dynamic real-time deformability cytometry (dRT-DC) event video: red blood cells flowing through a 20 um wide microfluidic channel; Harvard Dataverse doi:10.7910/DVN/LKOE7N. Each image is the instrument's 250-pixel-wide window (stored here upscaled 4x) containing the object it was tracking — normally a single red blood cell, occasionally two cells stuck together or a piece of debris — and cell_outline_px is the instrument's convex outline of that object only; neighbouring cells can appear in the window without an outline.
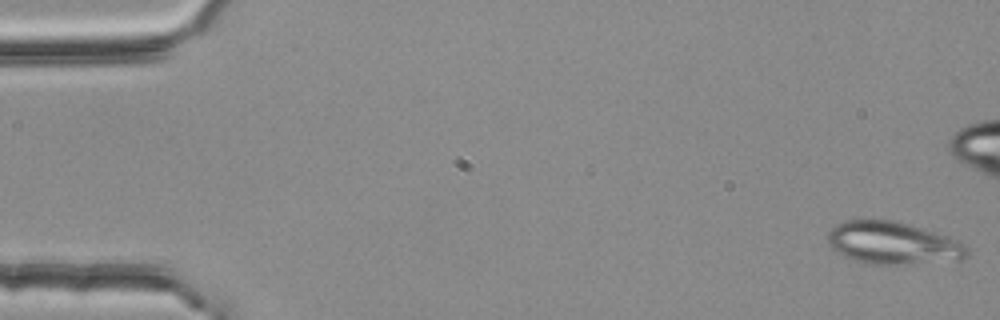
{"species": "common noctule bat (a hibernating species)", "species_latin": "Nyctalus noctula", "temperature_condition": "room temperature", "stored_images_in_passage": 54, "camera_frame_rate_fps": 3000, "um_per_image_px": 0.085, "animal": {"sex": "female", "body_mass_g": 25.1}, "frame": {"image": 1, "passage_image": 1, "time_ms": 0.0, "image_size_px": [1000, 320], "cell_outline_px": [[968, 256], [960, 260], [900, 264], [868, 264], [852, 260], [836, 252], [828, 244], [828, 232], [836, 224], [844, 220], [896, 220], [944, 236], [964, 244], [968, 248]], "centroid_in_image_um": [75.84, 20.67], "position_along_channel_um": 9.2, "area_um2": 34.22}}
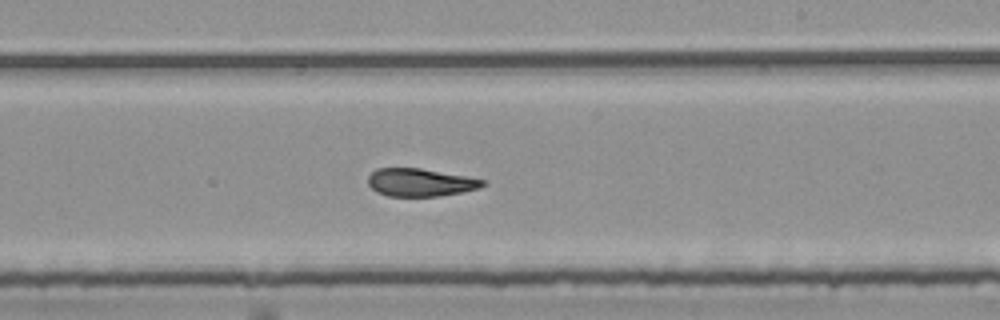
{"frame": {"image": 2, "passage_image": 32, "time_ms": 10.333, "image_size_px": [1000, 320], "cell_outline_px": [[488, 184], [480, 188], [464, 192], [440, 196], [388, 196], [376, 192], [368, 184], [368, 176], [376, 168], [420, 168], [488, 180]], "centroid_in_image_um": [35.77, 15.51], "position_along_channel_um": 253.2, "area_um2": 18.84}}
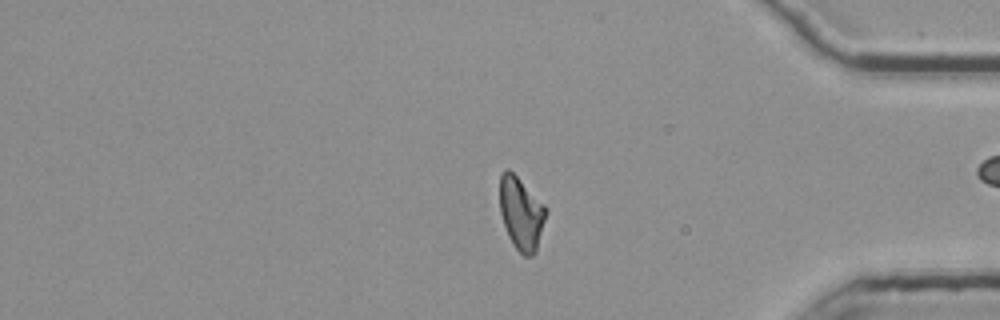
{"frame": {"image": 3, "passage_image": 45, "time_ms": 14.667, "image_size_px": [1000, 320], "cell_outline_px": [[544, 220], [536, 252], [532, 256], [524, 256], [512, 244], [508, 236], [500, 212], [500, 176], [508, 168], [544, 204]], "centroid_in_image_um": [44.27, 18.16], "position_along_channel_um": 390.9, "area_um2": 19.02}, "authors_computed_cell_mechanics": {"area_um2": 20.0566, "velocity_mm_per_s": 3.7617, "shape_relaxation_time_tau1_ms": 8.6689, "shape_relaxation_time_tau2_ms": 1.9049, "deformation_change_tau1": 0.2442, "deformation_change_tau2": 0.0948}}